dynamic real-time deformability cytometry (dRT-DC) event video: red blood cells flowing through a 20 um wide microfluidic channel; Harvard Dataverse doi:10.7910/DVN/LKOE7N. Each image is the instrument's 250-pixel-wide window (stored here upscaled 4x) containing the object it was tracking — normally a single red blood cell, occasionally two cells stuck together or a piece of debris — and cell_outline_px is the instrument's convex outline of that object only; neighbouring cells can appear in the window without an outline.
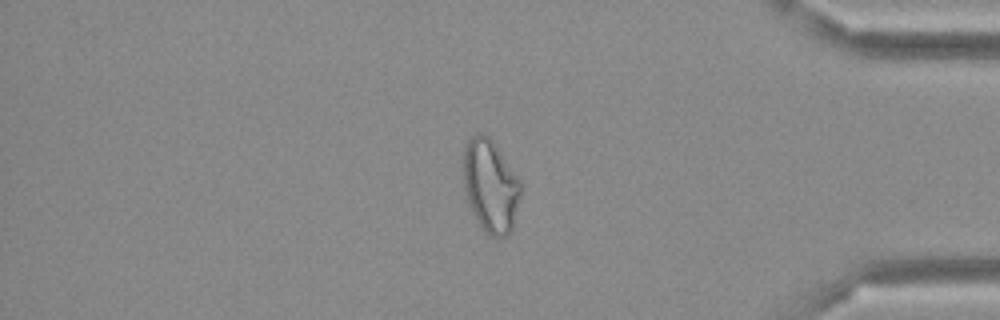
{"species": "Egyptian fruit bat (a non-hibernating species)", "species_latin": "Rousettus aegyptiacus", "temperature_condition": "cold", "stored_images_in_passage": 47, "camera_frame_rate_fps": 3000, "um_per_image_px": 0.085, "frame": {"image": 1, "passage_image": 40, "time_ms": 13.0, "image_size_px": [1000, 320], "cell_outline_px": [[520, 196], [512, 228], [508, 236], [492, 236], [484, 232], [480, 228], [472, 212], [468, 200], [464, 184], [464, 148], [468, 140], [472, 136], [480, 132], [484, 132], [496, 144], [520, 180]], "centroid_in_image_um": [41.69, 15.79], "position_along_channel_um": 393.5, "area_um2": 30.87}}